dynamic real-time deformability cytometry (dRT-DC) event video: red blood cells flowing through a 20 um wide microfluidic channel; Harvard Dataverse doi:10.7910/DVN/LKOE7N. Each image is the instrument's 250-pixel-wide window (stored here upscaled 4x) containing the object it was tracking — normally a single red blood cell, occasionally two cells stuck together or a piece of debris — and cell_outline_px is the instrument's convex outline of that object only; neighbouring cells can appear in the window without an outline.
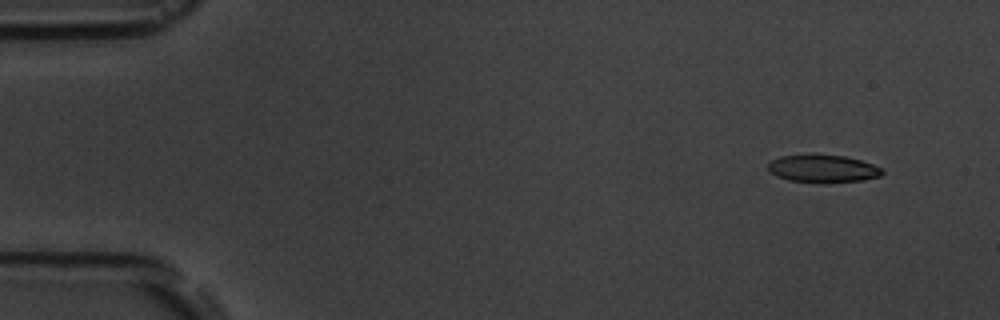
{"species": "common noctule bat (a hibernating species)", "species_latin": "Nyctalus noctula", "temperature_condition": "room temperature", "stored_images_in_passage": 11, "camera_frame_rate_fps": 3000, "um_per_image_px": 0.085, "animal": {"sex": "male", "body_mass_g": 19.5, "forearm_length_mm": 54.6}, "frame": {"image": 1, "passage_image": 2, "time_ms": 1.0, "image_size_px": [1000, 320], "cell_outline_px": [[884, 172], [880, 176], [860, 180], [828, 184], [820, 184], [788, 180], [776, 176], [768, 172], [768, 164], [772, 160], [780, 156], [812, 152], [844, 156], [860, 160], [872, 164], [880, 168]], "centroid_in_image_um": [69.87, 14.32], "position_along_channel_um": 15.1, "area_um2": 19.19}}
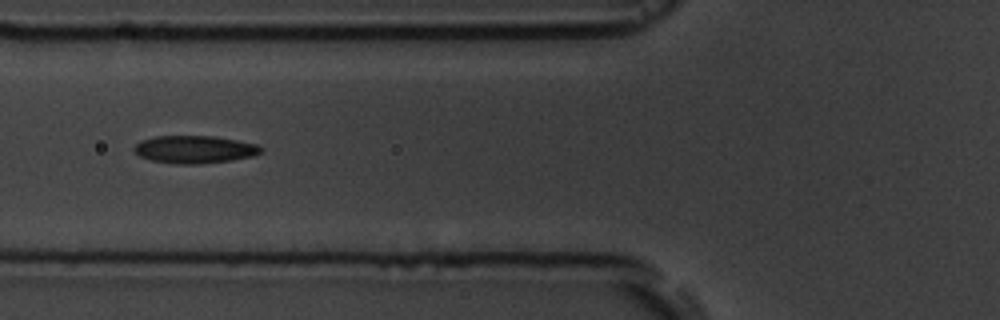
{"frame": {"image": 2, "passage_image": 7, "time_ms": 6.667, "image_size_px": [1000, 320], "cell_outline_px": [[264, 148], [260, 152], [252, 156], [228, 160], [200, 164], [176, 164], [152, 160], [140, 156], [132, 148], [140, 140], [156, 136], [212, 136], [260, 144]], "centroid_in_image_um": [16.54, 12.69], "position_along_channel_um": 109.3, "area_um2": 20.35}}
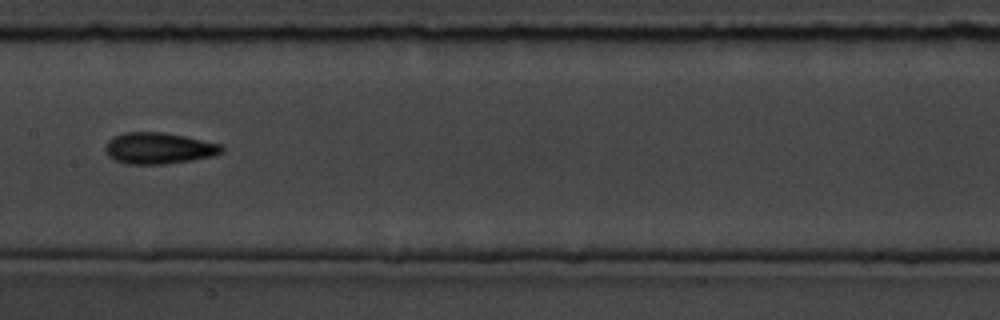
{"frame": {"image": 3, "passage_image": 9, "time_ms": 9.0, "image_size_px": [1000, 320], "cell_outline_px": [[224, 152], [212, 156], [192, 160], [164, 164], [128, 164], [116, 160], [108, 156], [104, 148], [108, 140], [112, 136], [124, 132], [164, 132], [184, 136], [220, 144], [224, 148]], "centroid_in_image_um": [13.47, 12.59], "position_along_channel_um": 193.9, "area_um2": 21.27}}